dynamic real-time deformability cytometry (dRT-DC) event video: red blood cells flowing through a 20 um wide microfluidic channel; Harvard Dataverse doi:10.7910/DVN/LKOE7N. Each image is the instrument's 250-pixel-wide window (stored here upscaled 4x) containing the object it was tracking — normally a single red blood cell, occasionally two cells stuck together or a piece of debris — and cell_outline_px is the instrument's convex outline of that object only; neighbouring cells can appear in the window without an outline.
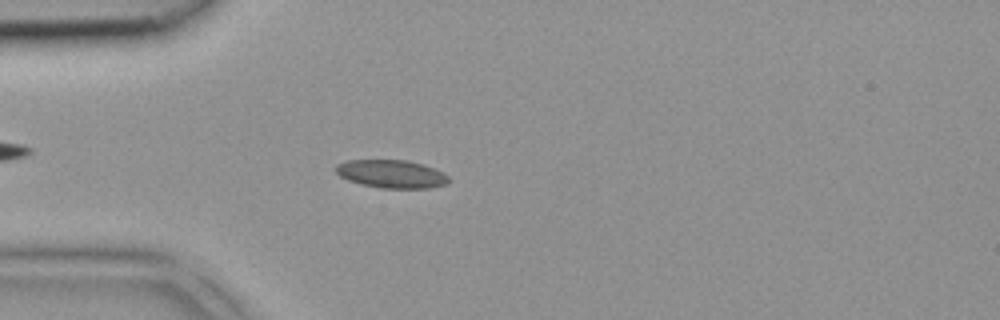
{"species": "common noctule bat (a hibernating species)", "species_latin": "Nyctalus noctula", "temperature_condition": "room temperature", "stored_images_in_passage": 42, "camera_frame_rate_fps": 3000, "um_per_image_px": 0.085, "animal": {"sex": "female", "body_mass_g": 18.4}, "frame": {"image": 1, "passage_image": 11, "time_ms": 3.333, "image_size_px": [1000, 320], "cell_outline_px": [[448, 184], [428, 188], [380, 188], [360, 184], [348, 180], [340, 176], [336, 172], [336, 164], [348, 160], [408, 160], [424, 164], [444, 172], [448, 176]], "centroid_in_image_um": [33.29, 14.78], "position_along_channel_um": 51.7, "area_um2": 18.61}}
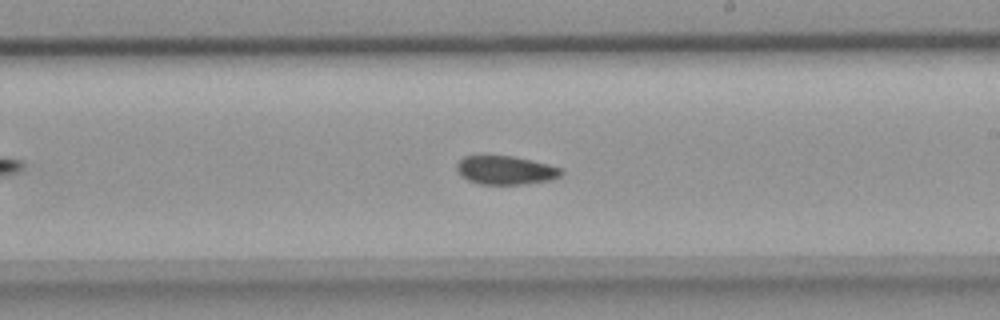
{"frame": {"image": 2, "passage_image": 24, "time_ms": 7.667, "image_size_px": [1000, 320], "cell_outline_px": [[564, 172], [560, 176], [548, 180], [520, 184], [480, 184], [468, 180], [456, 168], [456, 164], [464, 156], [484, 152], [512, 156], [532, 160], [548, 164], [560, 168]], "centroid_in_image_um": [42.92, 14.41], "position_along_channel_um": 246.1, "area_um2": 17.8}}
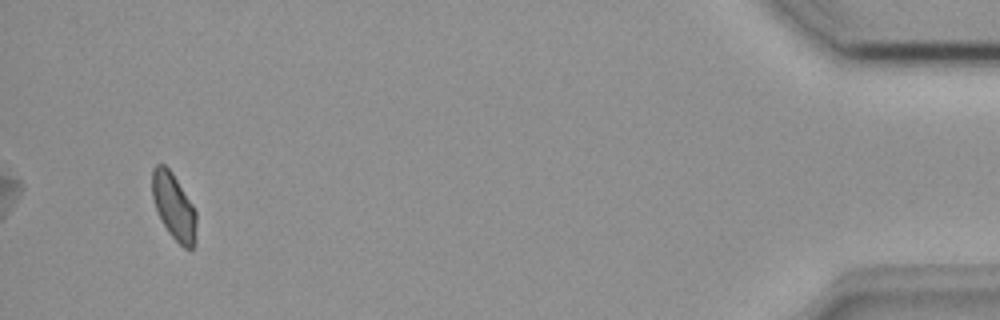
{"frame": {"image": 3, "passage_image": 40, "time_ms": 13.0, "image_size_px": [1000, 320], "cell_outline_px": [[196, 240], [192, 248], [184, 248], [168, 232], [160, 220], [152, 196], [152, 168], [156, 164], [164, 164], [172, 172], [192, 204], [196, 212]], "centroid_in_image_um": [14.77, 17.55], "position_along_channel_um": 420.4, "area_um2": 17.05}}